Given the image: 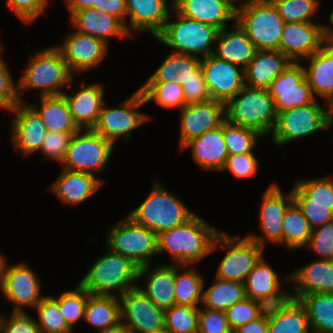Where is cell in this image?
Wrapping results in <instances>:
<instances>
[{
    "label": "cell",
    "mask_w": 333,
    "mask_h": 333,
    "mask_svg": "<svg viewBox=\"0 0 333 333\" xmlns=\"http://www.w3.org/2000/svg\"><path fill=\"white\" fill-rule=\"evenodd\" d=\"M219 228L194 214L185 223L157 235L158 255L168 252L174 264L190 265L211 254Z\"/></svg>",
    "instance_id": "cell-1"
},
{
    "label": "cell",
    "mask_w": 333,
    "mask_h": 333,
    "mask_svg": "<svg viewBox=\"0 0 333 333\" xmlns=\"http://www.w3.org/2000/svg\"><path fill=\"white\" fill-rule=\"evenodd\" d=\"M30 57L26 69L17 82L20 102L27 103L21 96L31 89L41 90L40 97L59 96L65 92L63 91L65 85L73 84L74 74L54 45L36 51Z\"/></svg>",
    "instance_id": "cell-2"
},
{
    "label": "cell",
    "mask_w": 333,
    "mask_h": 333,
    "mask_svg": "<svg viewBox=\"0 0 333 333\" xmlns=\"http://www.w3.org/2000/svg\"><path fill=\"white\" fill-rule=\"evenodd\" d=\"M139 268L129 258L108 248L107 253L91 264L79 284L93 295L120 297L137 287Z\"/></svg>",
    "instance_id": "cell-3"
},
{
    "label": "cell",
    "mask_w": 333,
    "mask_h": 333,
    "mask_svg": "<svg viewBox=\"0 0 333 333\" xmlns=\"http://www.w3.org/2000/svg\"><path fill=\"white\" fill-rule=\"evenodd\" d=\"M173 15L177 17L175 21L171 20ZM218 31L214 26L180 15L173 8L162 31L154 39L172 48L170 52L201 59L214 53L212 47L216 44Z\"/></svg>",
    "instance_id": "cell-4"
},
{
    "label": "cell",
    "mask_w": 333,
    "mask_h": 333,
    "mask_svg": "<svg viewBox=\"0 0 333 333\" xmlns=\"http://www.w3.org/2000/svg\"><path fill=\"white\" fill-rule=\"evenodd\" d=\"M194 214L178 195L169 192L155 180L151 193L128 216L158 235L185 223Z\"/></svg>",
    "instance_id": "cell-5"
},
{
    "label": "cell",
    "mask_w": 333,
    "mask_h": 333,
    "mask_svg": "<svg viewBox=\"0 0 333 333\" xmlns=\"http://www.w3.org/2000/svg\"><path fill=\"white\" fill-rule=\"evenodd\" d=\"M225 114L228 122L254 129L263 136L272 134L277 121L269 91L247 85L225 104Z\"/></svg>",
    "instance_id": "cell-6"
},
{
    "label": "cell",
    "mask_w": 333,
    "mask_h": 333,
    "mask_svg": "<svg viewBox=\"0 0 333 333\" xmlns=\"http://www.w3.org/2000/svg\"><path fill=\"white\" fill-rule=\"evenodd\" d=\"M236 22L257 50H279L285 23L271 0H245L236 8Z\"/></svg>",
    "instance_id": "cell-7"
},
{
    "label": "cell",
    "mask_w": 333,
    "mask_h": 333,
    "mask_svg": "<svg viewBox=\"0 0 333 333\" xmlns=\"http://www.w3.org/2000/svg\"><path fill=\"white\" fill-rule=\"evenodd\" d=\"M219 246L226 251L215 273V277L221 280L244 283L248 274L264 257V248L246 235L238 237L221 231L214 240L211 252Z\"/></svg>",
    "instance_id": "cell-8"
},
{
    "label": "cell",
    "mask_w": 333,
    "mask_h": 333,
    "mask_svg": "<svg viewBox=\"0 0 333 333\" xmlns=\"http://www.w3.org/2000/svg\"><path fill=\"white\" fill-rule=\"evenodd\" d=\"M105 244L111 251L129 258L139 267L151 265L153 257L158 255L157 235L129 216L108 228Z\"/></svg>",
    "instance_id": "cell-9"
},
{
    "label": "cell",
    "mask_w": 333,
    "mask_h": 333,
    "mask_svg": "<svg viewBox=\"0 0 333 333\" xmlns=\"http://www.w3.org/2000/svg\"><path fill=\"white\" fill-rule=\"evenodd\" d=\"M333 126L328 109L315 99L308 105L299 106L277 114L272 132V144L283 146Z\"/></svg>",
    "instance_id": "cell-10"
},
{
    "label": "cell",
    "mask_w": 333,
    "mask_h": 333,
    "mask_svg": "<svg viewBox=\"0 0 333 333\" xmlns=\"http://www.w3.org/2000/svg\"><path fill=\"white\" fill-rule=\"evenodd\" d=\"M82 131H84L82 133ZM114 144L92 129L79 130L73 134L65 158L63 168L75 172L89 173L95 176L105 170L111 158Z\"/></svg>",
    "instance_id": "cell-11"
},
{
    "label": "cell",
    "mask_w": 333,
    "mask_h": 333,
    "mask_svg": "<svg viewBox=\"0 0 333 333\" xmlns=\"http://www.w3.org/2000/svg\"><path fill=\"white\" fill-rule=\"evenodd\" d=\"M104 102L98 120L92 129L113 144L123 136L124 141H131V132L150 120L147 114L138 109L146 105L139 89L124 100L119 107L109 108ZM107 106V107H106ZM138 110V111H137Z\"/></svg>",
    "instance_id": "cell-12"
},
{
    "label": "cell",
    "mask_w": 333,
    "mask_h": 333,
    "mask_svg": "<svg viewBox=\"0 0 333 333\" xmlns=\"http://www.w3.org/2000/svg\"><path fill=\"white\" fill-rule=\"evenodd\" d=\"M292 203V191L284 194L277 183L267 186L259 210V227L262 235L249 233L246 236L263 248L267 244L266 241L282 246V220L285 211Z\"/></svg>",
    "instance_id": "cell-13"
},
{
    "label": "cell",
    "mask_w": 333,
    "mask_h": 333,
    "mask_svg": "<svg viewBox=\"0 0 333 333\" xmlns=\"http://www.w3.org/2000/svg\"><path fill=\"white\" fill-rule=\"evenodd\" d=\"M274 100L276 114L299 106L308 105L316 98L305 78L304 65L291 62L267 89Z\"/></svg>",
    "instance_id": "cell-14"
},
{
    "label": "cell",
    "mask_w": 333,
    "mask_h": 333,
    "mask_svg": "<svg viewBox=\"0 0 333 333\" xmlns=\"http://www.w3.org/2000/svg\"><path fill=\"white\" fill-rule=\"evenodd\" d=\"M119 299L121 323L132 333H154L165 329L164 310L138 287L126 291Z\"/></svg>",
    "instance_id": "cell-15"
},
{
    "label": "cell",
    "mask_w": 333,
    "mask_h": 333,
    "mask_svg": "<svg viewBox=\"0 0 333 333\" xmlns=\"http://www.w3.org/2000/svg\"><path fill=\"white\" fill-rule=\"evenodd\" d=\"M54 46L60 51L69 70L79 77L100 65L109 52V45L104 41L75 30L65 35L61 45Z\"/></svg>",
    "instance_id": "cell-16"
},
{
    "label": "cell",
    "mask_w": 333,
    "mask_h": 333,
    "mask_svg": "<svg viewBox=\"0 0 333 333\" xmlns=\"http://www.w3.org/2000/svg\"><path fill=\"white\" fill-rule=\"evenodd\" d=\"M8 264L5 270L2 297L13 303L12 312H26L25 307L35 309L46 296L40 293L42 283L38 275L24 261Z\"/></svg>",
    "instance_id": "cell-17"
},
{
    "label": "cell",
    "mask_w": 333,
    "mask_h": 333,
    "mask_svg": "<svg viewBox=\"0 0 333 333\" xmlns=\"http://www.w3.org/2000/svg\"><path fill=\"white\" fill-rule=\"evenodd\" d=\"M201 69L212 100L227 103L244 86V70L210 54L201 58Z\"/></svg>",
    "instance_id": "cell-18"
},
{
    "label": "cell",
    "mask_w": 333,
    "mask_h": 333,
    "mask_svg": "<svg viewBox=\"0 0 333 333\" xmlns=\"http://www.w3.org/2000/svg\"><path fill=\"white\" fill-rule=\"evenodd\" d=\"M179 111L180 151L188 142L218 128L226 120L225 103L212 99L185 105Z\"/></svg>",
    "instance_id": "cell-19"
},
{
    "label": "cell",
    "mask_w": 333,
    "mask_h": 333,
    "mask_svg": "<svg viewBox=\"0 0 333 333\" xmlns=\"http://www.w3.org/2000/svg\"><path fill=\"white\" fill-rule=\"evenodd\" d=\"M323 25L317 22L285 23L281 33L279 51L292 62H302L324 44Z\"/></svg>",
    "instance_id": "cell-20"
},
{
    "label": "cell",
    "mask_w": 333,
    "mask_h": 333,
    "mask_svg": "<svg viewBox=\"0 0 333 333\" xmlns=\"http://www.w3.org/2000/svg\"><path fill=\"white\" fill-rule=\"evenodd\" d=\"M10 112L15 116L11 121L10 141L24 158L40 151L47 134L45 124L29 103L19 102Z\"/></svg>",
    "instance_id": "cell-21"
},
{
    "label": "cell",
    "mask_w": 333,
    "mask_h": 333,
    "mask_svg": "<svg viewBox=\"0 0 333 333\" xmlns=\"http://www.w3.org/2000/svg\"><path fill=\"white\" fill-rule=\"evenodd\" d=\"M168 1L126 0L127 17L129 18L127 31L131 37L144 31L155 38L162 31L174 8L173 1Z\"/></svg>",
    "instance_id": "cell-22"
},
{
    "label": "cell",
    "mask_w": 333,
    "mask_h": 333,
    "mask_svg": "<svg viewBox=\"0 0 333 333\" xmlns=\"http://www.w3.org/2000/svg\"><path fill=\"white\" fill-rule=\"evenodd\" d=\"M287 278L292 298L299 300L303 295L314 293L333 294V260H313Z\"/></svg>",
    "instance_id": "cell-23"
},
{
    "label": "cell",
    "mask_w": 333,
    "mask_h": 333,
    "mask_svg": "<svg viewBox=\"0 0 333 333\" xmlns=\"http://www.w3.org/2000/svg\"><path fill=\"white\" fill-rule=\"evenodd\" d=\"M281 286L278 273L263 257L244 282L246 297L261 302L265 307L275 306L290 297Z\"/></svg>",
    "instance_id": "cell-24"
},
{
    "label": "cell",
    "mask_w": 333,
    "mask_h": 333,
    "mask_svg": "<svg viewBox=\"0 0 333 333\" xmlns=\"http://www.w3.org/2000/svg\"><path fill=\"white\" fill-rule=\"evenodd\" d=\"M82 86L77 92L62 94L68 103L74 123L81 130L93 129L97 123L102 106L105 102L104 88L99 82L85 84V79L80 81Z\"/></svg>",
    "instance_id": "cell-25"
},
{
    "label": "cell",
    "mask_w": 333,
    "mask_h": 333,
    "mask_svg": "<svg viewBox=\"0 0 333 333\" xmlns=\"http://www.w3.org/2000/svg\"><path fill=\"white\" fill-rule=\"evenodd\" d=\"M69 22L73 30L100 39L108 45L112 37H131L119 18L95 8L75 12Z\"/></svg>",
    "instance_id": "cell-26"
},
{
    "label": "cell",
    "mask_w": 333,
    "mask_h": 333,
    "mask_svg": "<svg viewBox=\"0 0 333 333\" xmlns=\"http://www.w3.org/2000/svg\"><path fill=\"white\" fill-rule=\"evenodd\" d=\"M174 9L182 16L224 29L236 22V7L227 0H173Z\"/></svg>",
    "instance_id": "cell-27"
},
{
    "label": "cell",
    "mask_w": 333,
    "mask_h": 333,
    "mask_svg": "<svg viewBox=\"0 0 333 333\" xmlns=\"http://www.w3.org/2000/svg\"><path fill=\"white\" fill-rule=\"evenodd\" d=\"M143 266L139 268L138 282L146 277L145 285L137 287L158 307L163 310L175 305V264H160L152 268ZM147 275V276H146Z\"/></svg>",
    "instance_id": "cell-28"
},
{
    "label": "cell",
    "mask_w": 333,
    "mask_h": 333,
    "mask_svg": "<svg viewBox=\"0 0 333 333\" xmlns=\"http://www.w3.org/2000/svg\"><path fill=\"white\" fill-rule=\"evenodd\" d=\"M186 149H190L193 162L203 171L222 172L228 157L223 139V123L188 142L181 152Z\"/></svg>",
    "instance_id": "cell-29"
},
{
    "label": "cell",
    "mask_w": 333,
    "mask_h": 333,
    "mask_svg": "<svg viewBox=\"0 0 333 333\" xmlns=\"http://www.w3.org/2000/svg\"><path fill=\"white\" fill-rule=\"evenodd\" d=\"M103 184L101 178L92 174L62 169L49 190L62 203L78 205L94 195Z\"/></svg>",
    "instance_id": "cell-30"
},
{
    "label": "cell",
    "mask_w": 333,
    "mask_h": 333,
    "mask_svg": "<svg viewBox=\"0 0 333 333\" xmlns=\"http://www.w3.org/2000/svg\"><path fill=\"white\" fill-rule=\"evenodd\" d=\"M232 24L233 30L226 27L218 31L213 54L244 70L254 58L257 49L238 23Z\"/></svg>",
    "instance_id": "cell-31"
},
{
    "label": "cell",
    "mask_w": 333,
    "mask_h": 333,
    "mask_svg": "<svg viewBox=\"0 0 333 333\" xmlns=\"http://www.w3.org/2000/svg\"><path fill=\"white\" fill-rule=\"evenodd\" d=\"M308 62L305 69L311 92L314 97L320 96L325 103L333 96V42H326L317 52L305 58ZM316 95V96H315Z\"/></svg>",
    "instance_id": "cell-32"
},
{
    "label": "cell",
    "mask_w": 333,
    "mask_h": 333,
    "mask_svg": "<svg viewBox=\"0 0 333 333\" xmlns=\"http://www.w3.org/2000/svg\"><path fill=\"white\" fill-rule=\"evenodd\" d=\"M292 61L279 50H257L254 58L244 69L245 85L268 89Z\"/></svg>",
    "instance_id": "cell-33"
},
{
    "label": "cell",
    "mask_w": 333,
    "mask_h": 333,
    "mask_svg": "<svg viewBox=\"0 0 333 333\" xmlns=\"http://www.w3.org/2000/svg\"><path fill=\"white\" fill-rule=\"evenodd\" d=\"M268 333H311L307 311L300 300L289 297L268 307Z\"/></svg>",
    "instance_id": "cell-34"
},
{
    "label": "cell",
    "mask_w": 333,
    "mask_h": 333,
    "mask_svg": "<svg viewBox=\"0 0 333 333\" xmlns=\"http://www.w3.org/2000/svg\"><path fill=\"white\" fill-rule=\"evenodd\" d=\"M178 70L176 82L182 85L187 105L211 99L205 84L200 58L178 54Z\"/></svg>",
    "instance_id": "cell-35"
},
{
    "label": "cell",
    "mask_w": 333,
    "mask_h": 333,
    "mask_svg": "<svg viewBox=\"0 0 333 333\" xmlns=\"http://www.w3.org/2000/svg\"><path fill=\"white\" fill-rule=\"evenodd\" d=\"M40 101V107L32 103L29 105L39 114L47 131L77 133L80 130L63 95L40 97Z\"/></svg>",
    "instance_id": "cell-36"
},
{
    "label": "cell",
    "mask_w": 333,
    "mask_h": 333,
    "mask_svg": "<svg viewBox=\"0 0 333 333\" xmlns=\"http://www.w3.org/2000/svg\"><path fill=\"white\" fill-rule=\"evenodd\" d=\"M120 313L119 297L89 293L83 320L102 333L121 322Z\"/></svg>",
    "instance_id": "cell-37"
},
{
    "label": "cell",
    "mask_w": 333,
    "mask_h": 333,
    "mask_svg": "<svg viewBox=\"0 0 333 333\" xmlns=\"http://www.w3.org/2000/svg\"><path fill=\"white\" fill-rule=\"evenodd\" d=\"M214 278L213 284L207 289L203 283L202 306L205 308L225 312L246 297L244 283Z\"/></svg>",
    "instance_id": "cell-38"
},
{
    "label": "cell",
    "mask_w": 333,
    "mask_h": 333,
    "mask_svg": "<svg viewBox=\"0 0 333 333\" xmlns=\"http://www.w3.org/2000/svg\"><path fill=\"white\" fill-rule=\"evenodd\" d=\"M299 300L307 311L311 332L333 333V294H306Z\"/></svg>",
    "instance_id": "cell-39"
},
{
    "label": "cell",
    "mask_w": 333,
    "mask_h": 333,
    "mask_svg": "<svg viewBox=\"0 0 333 333\" xmlns=\"http://www.w3.org/2000/svg\"><path fill=\"white\" fill-rule=\"evenodd\" d=\"M183 267L188 268V265L175 264V305L199 307L202 304L204 278L193 267L179 272Z\"/></svg>",
    "instance_id": "cell-40"
},
{
    "label": "cell",
    "mask_w": 333,
    "mask_h": 333,
    "mask_svg": "<svg viewBox=\"0 0 333 333\" xmlns=\"http://www.w3.org/2000/svg\"><path fill=\"white\" fill-rule=\"evenodd\" d=\"M312 231L310 223L293 202L285 211L282 220V245L292 251L304 248L308 244Z\"/></svg>",
    "instance_id": "cell-41"
},
{
    "label": "cell",
    "mask_w": 333,
    "mask_h": 333,
    "mask_svg": "<svg viewBox=\"0 0 333 333\" xmlns=\"http://www.w3.org/2000/svg\"><path fill=\"white\" fill-rule=\"evenodd\" d=\"M293 202L333 205V176L324 178L301 179L291 189Z\"/></svg>",
    "instance_id": "cell-42"
},
{
    "label": "cell",
    "mask_w": 333,
    "mask_h": 333,
    "mask_svg": "<svg viewBox=\"0 0 333 333\" xmlns=\"http://www.w3.org/2000/svg\"><path fill=\"white\" fill-rule=\"evenodd\" d=\"M148 104L155 101L163 108H179L181 110L187 105L182 85L177 82L170 83H144L138 88Z\"/></svg>",
    "instance_id": "cell-43"
},
{
    "label": "cell",
    "mask_w": 333,
    "mask_h": 333,
    "mask_svg": "<svg viewBox=\"0 0 333 333\" xmlns=\"http://www.w3.org/2000/svg\"><path fill=\"white\" fill-rule=\"evenodd\" d=\"M264 137L258 131L244 126L223 122V139L228 155L253 153L257 141Z\"/></svg>",
    "instance_id": "cell-44"
},
{
    "label": "cell",
    "mask_w": 333,
    "mask_h": 333,
    "mask_svg": "<svg viewBox=\"0 0 333 333\" xmlns=\"http://www.w3.org/2000/svg\"><path fill=\"white\" fill-rule=\"evenodd\" d=\"M51 297L59 304L66 323L73 330V326L84 319L89 292L78 283L73 290L63 291L58 297Z\"/></svg>",
    "instance_id": "cell-45"
},
{
    "label": "cell",
    "mask_w": 333,
    "mask_h": 333,
    "mask_svg": "<svg viewBox=\"0 0 333 333\" xmlns=\"http://www.w3.org/2000/svg\"><path fill=\"white\" fill-rule=\"evenodd\" d=\"M38 313L37 324L41 333H73L66 323L59 304L51 297L46 295L35 307Z\"/></svg>",
    "instance_id": "cell-46"
},
{
    "label": "cell",
    "mask_w": 333,
    "mask_h": 333,
    "mask_svg": "<svg viewBox=\"0 0 333 333\" xmlns=\"http://www.w3.org/2000/svg\"><path fill=\"white\" fill-rule=\"evenodd\" d=\"M199 307L173 305L164 310L165 330L169 333H198Z\"/></svg>",
    "instance_id": "cell-47"
},
{
    "label": "cell",
    "mask_w": 333,
    "mask_h": 333,
    "mask_svg": "<svg viewBox=\"0 0 333 333\" xmlns=\"http://www.w3.org/2000/svg\"><path fill=\"white\" fill-rule=\"evenodd\" d=\"M284 23L313 22L319 9L318 0H271Z\"/></svg>",
    "instance_id": "cell-48"
},
{
    "label": "cell",
    "mask_w": 333,
    "mask_h": 333,
    "mask_svg": "<svg viewBox=\"0 0 333 333\" xmlns=\"http://www.w3.org/2000/svg\"><path fill=\"white\" fill-rule=\"evenodd\" d=\"M265 310L266 307L261 302L245 297L229 307L225 311V315L228 325L233 331L258 318Z\"/></svg>",
    "instance_id": "cell-49"
},
{
    "label": "cell",
    "mask_w": 333,
    "mask_h": 333,
    "mask_svg": "<svg viewBox=\"0 0 333 333\" xmlns=\"http://www.w3.org/2000/svg\"><path fill=\"white\" fill-rule=\"evenodd\" d=\"M306 246L321 256L319 259L333 260V220L313 229Z\"/></svg>",
    "instance_id": "cell-50"
},
{
    "label": "cell",
    "mask_w": 333,
    "mask_h": 333,
    "mask_svg": "<svg viewBox=\"0 0 333 333\" xmlns=\"http://www.w3.org/2000/svg\"><path fill=\"white\" fill-rule=\"evenodd\" d=\"M75 133H63L57 131H48L43 139L40 152L56 162H62L69 145V142Z\"/></svg>",
    "instance_id": "cell-51"
},
{
    "label": "cell",
    "mask_w": 333,
    "mask_h": 333,
    "mask_svg": "<svg viewBox=\"0 0 333 333\" xmlns=\"http://www.w3.org/2000/svg\"><path fill=\"white\" fill-rule=\"evenodd\" d=\"M0 50V108L11 111L20 101L17 94V83L12 78L11 70L1 57Z\"/></svg>",
    "instance_id": "cell-52"
},
{
    "label": "cell",
    "mask_w": 333,
    "mask_h": 333,
    "mask_svg": "<svg viewBox=\"0 0 333 333\" xmlns=\"http://www.w3.org/2000/svg\"><path fill=\"white\" fill-rule=\"evenodd\" d=\"M0 317V333H41L37 320L26 312H12Z\"/></svg>",
    "instance_id": "cell-53"
},
{
    "label": "cell",
    "mask_w": 333,
    "mask_h": 333,
    "mask_svg": "<svg viewBox=\"0 0 333 333\" xmlns=\"http://www.w3.org/2000/svg\"><path fill=\"white\" fill-rule=\"evenodd\" d=\"M259 162L254 153L228 155L222 171L229 170L235 179L253 177Z\"/></svg>",
    "instance_id": "cell-54"
},
{
    "label": "cell",
    "mask_w": 333,
    "mask_h": 333,
    "mask_svg": "<svg viewBox=\"0 0 333 333\" xmlns=\"http://www.w3.org/2000/svg\"><path fill=\"white\" fill-rule=\"evenodd\" d=\"M198 333H232L225 312L199 306Z\"/></svg>",
    "instance_id": "cell-55"
},
{
    "label": "cell",
    "mask_w": 333,
    "mask_h": 333,
    "mask_svg": "<svg viewBox=\"0 0 333 333\" xmlns=\"http://www.w3.org/2000/svg\"><path fill=\"white\" fill-rule=\"evenodd\" d=\"M49 0H7L6 5L24 24H32L46 11Z\"/></svg>",
    "instance_id": "cell-56"
},
{
    "label": "cell",
    "mask_w": 333,
    "mask_h": 333,
    "mask_svg": "<svg viewBox=\"0 0 333 333\" xmlns=\"http://www.w3.org/2000/svg\"><path fill=\"white\" fill-rule=\"evenodd\" d=\"M310 223L312 229L333 220V205L310 204V202H294Z\"/></svg>",
    "instance_id": "cell-57"
},
{
    "label": "cell",
    "mask_w": 333,
    "mask_h": 333,
    "mask_svg": "<svg viewBox=\"0 0 333 333\" xmlns=\"http://www.w3.org/2000/svg\"><path fill=\"white\" fill-rule=\"evenodd\" d=\"M162 64L150 75L145 83H170L176 82L178 70V54L169 52Z\"/></svg>",
    "instance_id": "cell-58"
},
{
    "label": "cell",
    "mask_w": 333,
    "mask_h": 333,
    "mask_svg": "<svg viewBox=\"0 0 333 333\" xmlns=\"http://www.w3.org/2000/svg\"><path fill=\"white\" fill-rule=\"evenodd\" d=\"M98 10L119 18L127 29L126 0H98Z\"/></svg>",
    "instance_id": "cell-59"
},
{
    "label": "cell",
    "mask_w": 333,
    "mask_h": 333,
    "mask_svg": "<svg viewBox=\"0 0 333 333\" xmlns=\"http://www.w3.org/2000/svg\"><path fill=\"white\" fill-rule=\"evenodd\" d=\"M232 333H268V307L258 318L233 330Z\"/></svg>",
    "instance_id": "cell-60"
},
{
    "label": "cell",
    "mask_w": 333,
    "mask_h": 333,
    "mask_svg": "<svg viewBox=\"0 0 333 333\" xmlns=\"http://www.w3.org/2000/svg\"><path fill=\"white\" fill-rule=\"evenodd\" d=\"M71 17L80 10L95 8L98 9V0H64Z\"/></svg>",
    "instance_id": "cell-61"
},
{
    "label": "cell",
    "mask_w": 333,
    "mask_h": 333,
    "mask_svg": "<svg viewBox=\"0 0 333 333\" xmlns=\"http://www.w3.org/2000/svg\"><path fill=\"white\" fill-rule=\"evenodd\" d=\"M329 21H330V26L329 24L323 25V35L325 42H333V9L329 15Z\"/></svg>",
    "instance_id": "cell-62"
},
{
    "label": "cell",
    "mask_w": 333,
    "mask_h": 333,
    "mask_svg": "<svg viewBox=\"0 0 333 333\" xmlns=\"http://www.w3.org/2000/svg\"><path fill=\"white\" fill-rule=\"evenodd\" d=\"M7 259L4 255L0 252V290L3 292L4 289V279H5V270L7 267Z\"/></svg>",
    "instance_id": "cell-63"
},
{
    "label": "cell",
    "mask_w": 333,
    "mask_h": 333,
    "mask_svg": "<svg viewBox=\"0 0 333 333\" xmlns=\"http://www.w3.org/2000/svg\"><path fill=\"white\" fill-rule=\"evenodd\" d=\"M102 333H132V332L125 324L120 322L117 326H114Z\"/></svg>",
    "instance_id": "cell-64"
},
{
    "label": "cell",
    "mask_w": 333,
    "mask_h": 333,
    "mask_svg": "<svg viewBox=\"0 0 333 333\" xmlns=\"http://www.w3.org/2000/svg\"><path fill=\"white\" fill-rule=\"evenodd\" d=\"M327 106H328L329 117H330V119H331V122L333 123V96H332V98L327 102Z\"/></svg>",
    "instance_id": "cell-65"
},
{
    "label": "cell",
    "mask_w": 333,
    "mask_h": 333,
    "mask_svg": "<svg viewBox=\"0 0 333 333\" xmlns=\"http://www.w3.org/2000/svg\"><path fill=\"white\" fill-rule=\"evenodd\" d=\"M228 2H230L231 4H233L236 8L238 7V6H240L241 4V2L243 3L245 0H227ZM241 1V2H240ZM239 2V5H237L236 3H238Z\"/></svg>",
    "instance_id": "cell-66"
},
{
    "label": "cell",
    "mask_w": 333,
    "mask_h": 333,
    "mask_svg": "<svg viewBox=\"0 0 333 333\" xmlns=\"http://www.w3.org/2000/svg\"><path fill=\"white\" fill-rule=\"evenodd\" d=\"M154 333H169V332H167V331L164 329V330H161V331H158V332H154Z\"/></svg>",
    "instance_id": "cell-67"
},
{
    "label": "cell",
    "mask_w": 333,
    "mask_h": 333,
    "mask_svg": "<svg viewBox=\"0 0 333 333\" xmlns=\"http://www.w3.org/2000/svg\"><path fill=\"white\" fill-rule=\"evenodd\" d=\"M1 38V37H0ZM3 48L2 46V42H1V39H0V50Z\"/></svg>",
    "instance_id": "cell-68"
}]
</instances>
